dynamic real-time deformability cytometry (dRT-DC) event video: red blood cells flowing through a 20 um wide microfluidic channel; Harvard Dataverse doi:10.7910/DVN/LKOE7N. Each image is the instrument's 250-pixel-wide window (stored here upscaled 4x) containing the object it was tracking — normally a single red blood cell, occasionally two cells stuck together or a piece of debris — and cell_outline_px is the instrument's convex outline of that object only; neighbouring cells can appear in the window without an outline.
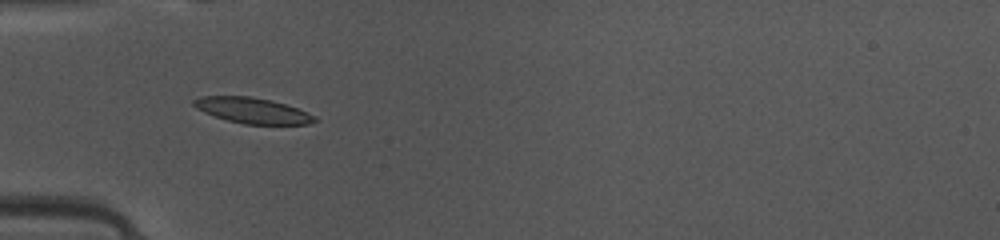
{"species": "common noctule bat (a hibernating species)", "species_latin": "Nyctalus noctula", "temperature_condition": "warm", "stored_images_in_passage": 33, "camera_frame_rate_fps": 3000, "um_per_image_px": 0.085, "animal": {"sex": "female", "body_mass_g": 10.0, "forearm_length_mm": 53.1}, "frame": {"image": 1, "passage_image": 2, "time_ms": 0.333, "image_size_px": [1000, 240], "cell_outline_px": [[320, 120], [308, 124], [244, 124], [228, 120], [204, 112], [196, 108], [192, 104], [192, 100], [200, 96], [248, 96], [272, 100], [296, 108], [316, 116]], "centroid_in_image_um": [21.46, 9.39], "position_along_channel_um": 63.5, "area_um2": 17.98}}
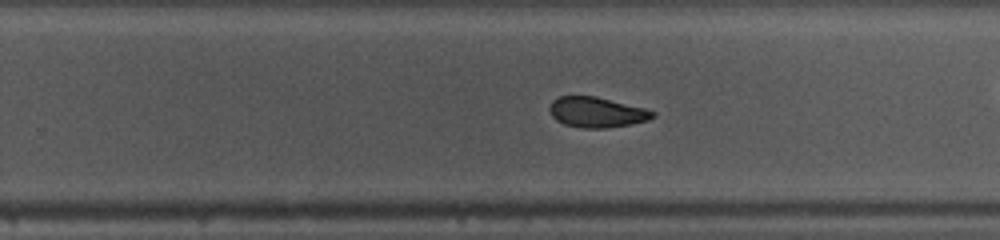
{"frame": {"image": 2, "passage_image": 15, "time_ms": 4.667, "image_size_px": [1000, 240], "cell_outline_px": [[656, 116], [648, 120], [608, 128], [584, 128], [564, 124], [556, 120], [552, 116], [548, 108], [552, 100], [560, 96], [596, 96], [644, 108], [656, 112]], "centroid_in_image_um": [50.7, 9.53], "position_along_channel_um": 279.1, "area_um2": 18.21}}
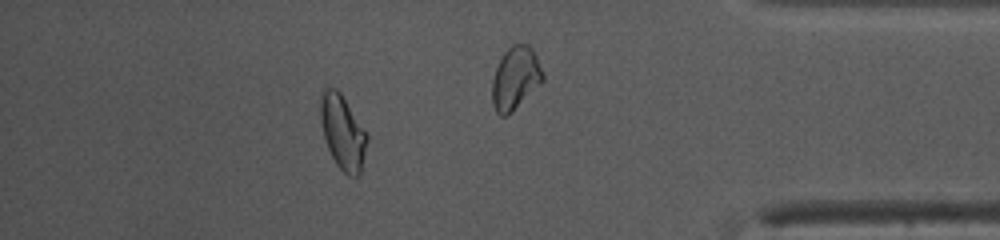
{"frame": {"image": 3, "passage_image": 27, "time_ms": 8.667, "image_size_px": [1000, 240], "cell_outline_px": [[368, 136], [360, 172], [356, 176], [348, 176], [336, 164], [328, 148], [324, 136], [320, 120], [320, 96], [324, 88], [336, 88], [340, 92], [368, 132]], "centroid_in_image_um": [29.13, 11.2], "position_along_channel_um": 406.1, "area_um2": 20.11}, "authors_computed_cell_mechanics": {"area_um2": 19.074, "velocity_mm_per_s": 4.1068, "shape_relaxation_time_tau1_ms": 2.7236, "shape_relaxation_time_tau2_ms": 1.3882, "deformation_change_tau1": 0.0812, "deformation_change_tau2": 0.0487}}